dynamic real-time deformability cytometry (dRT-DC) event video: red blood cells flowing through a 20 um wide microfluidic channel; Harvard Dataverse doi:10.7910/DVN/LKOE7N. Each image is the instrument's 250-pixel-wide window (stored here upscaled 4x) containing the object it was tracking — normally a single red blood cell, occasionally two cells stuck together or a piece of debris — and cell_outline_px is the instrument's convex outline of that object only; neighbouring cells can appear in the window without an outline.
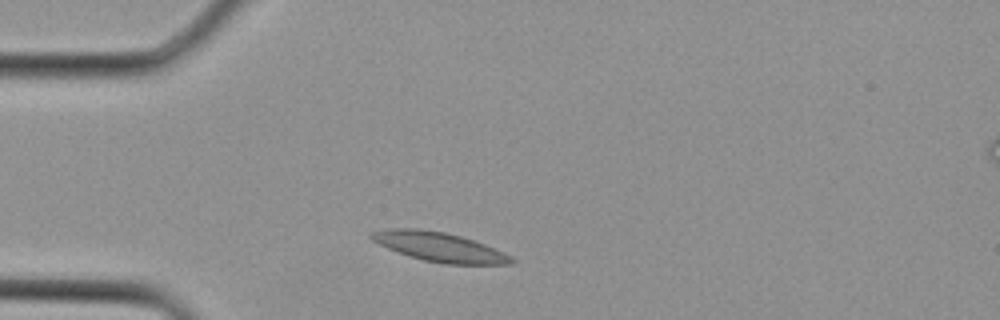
{"species": "Egyptian fruit bat (a non-hibernating species)", "species_latin": "Rousettus aegyptiacus", "temperature_condition": "cold", "stored_images_in_passage": 2, "camera_frame_rate_fps": 3000, "um_per_image_px": 0.085, "animal": {"sex": "female"}, "frame": {"image": 1, "passage_image": 2, "time_ms": 0.333, "image_size_px": [1000, 320], "cell_outline_px": [[516, 260], [512, 264], [444, 264], [424, 260], [388, 248], [372, 240], [368, 236], [372, 232], [392, 228], [416, 228], [444, 232], [460, 236], [484, 244], [504, 252], [512, 256]], "centroid_in_image_um": [37.38, 20.99], "position_along_channel_um": 47.6, "area_um2": 23.58}}